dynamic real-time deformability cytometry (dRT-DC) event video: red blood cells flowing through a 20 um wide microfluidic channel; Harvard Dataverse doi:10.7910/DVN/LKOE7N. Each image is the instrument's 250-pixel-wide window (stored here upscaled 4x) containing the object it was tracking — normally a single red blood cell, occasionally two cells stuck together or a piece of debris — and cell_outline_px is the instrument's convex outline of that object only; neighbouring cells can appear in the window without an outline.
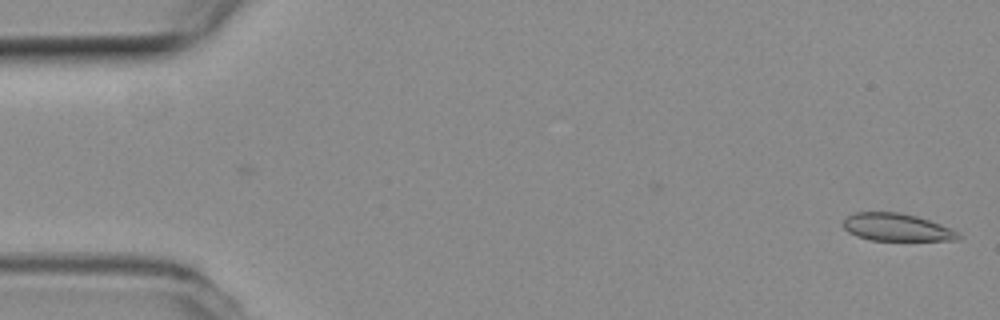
{"species": "common noctule bat (a hibernating species)", "species_latin": "Nyctalus noctula", "temperature_condition": "room temperature", "stored_images_in_passage": 2, "camera_frame_rate_fps": 3000, "um_per_image_px": 0.085, "animal": {"sex": "female", "body_mass_g": 19.3, "forearm_length_mm": 54.1}, "frame": {"image": 1, "passage_image": 2, "time_ms": 0.333, "image_size_px": [1000, 320], "cell_outline_px": [[964, 236], [960, 240], [872, 240], [856, 236], [848, 232], [840, 224], [848, 216], [856, 212], [900, 212], [916, 216], [940, 224], [960, 232]], "centroid_in_image_um": [76.24, 19.32], "position_along_channel_um": 8.8, "area_um2": 18.61}}